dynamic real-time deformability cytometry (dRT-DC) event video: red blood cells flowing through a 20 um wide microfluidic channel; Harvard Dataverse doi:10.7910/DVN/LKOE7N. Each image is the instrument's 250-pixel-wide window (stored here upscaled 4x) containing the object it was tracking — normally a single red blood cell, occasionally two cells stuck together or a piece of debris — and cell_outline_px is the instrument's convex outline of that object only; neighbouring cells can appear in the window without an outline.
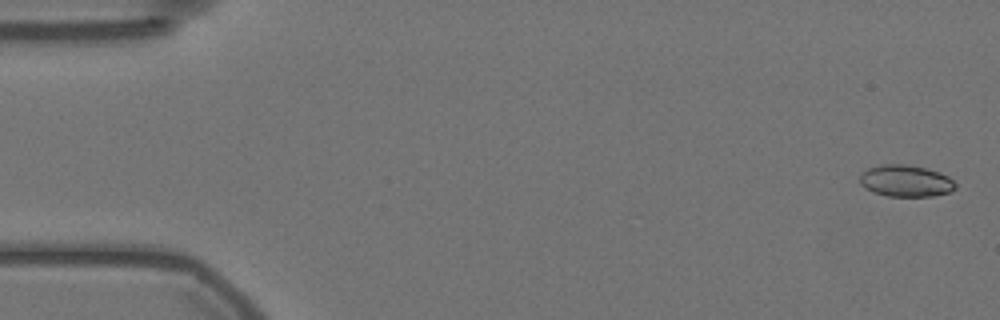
{"species": "Egyptian fruit bat (a non-hibernating species)", "species_latin": "Rousettus aegyptiacus", "temperature_condition": "warm", "stored_images_in_passage": 57, "camera_frame_rate_fps": 3000, "um_per_image_px": 0.085, "animal": {"sex": "female"}, "frame": {"image": 1, "passage_image": 2, "time_ms": 0.333, "image_size_px": [1000, 320], "cell_outline_px": [[956, 188], [952, 192], [932, 196], [888, 196], [872, 192], [864, 188], [860, 184], [860, 172], [868, 168], [880, 164], [908, 164], [928, 168], [940, 172], [948, 176], [956, 184]], "centroid_in_image_um": [76.98, 15.37], "position_along_channel_um": 8.0, "area_um2": 18.03}}
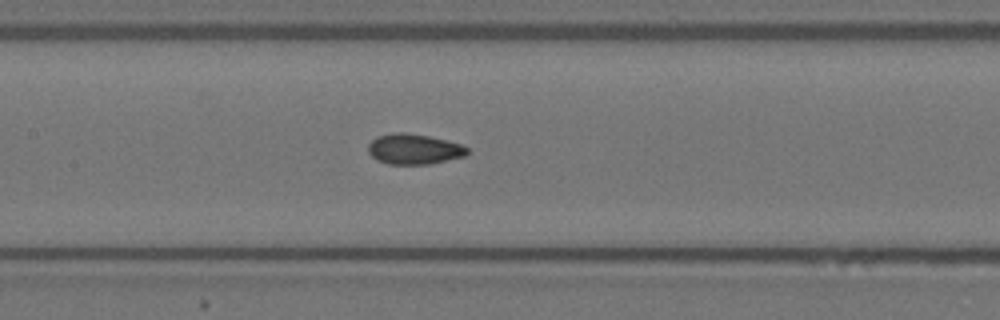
{"frame": {"image": 2, "passage_image": 27, "time_ms": 8.667, "image_size_px": [1000, 320], "cell_outline_px": [[468, 152], [464, 156], [428, 164], [388, 164], [376, 160], [368, 152], [368, 144], [376, 136], [392, 132], [404, 132], [428, 136], [460, 144], [468, 148]], "centroid_in_image_um": [35.13, 12.67], "position_along_channel_um": 172.3, "area_um2": 17.46}}
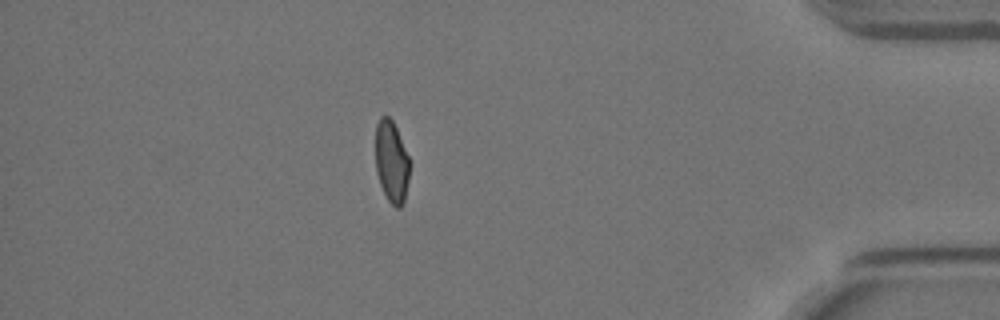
{"frame": {"image": 3, "passage_image": 50, "time_ms": 16.333, "image_size_px": [1000, 320], "cell_outline_px": [[408, 180], [404, 200], [400, 208], [396, 208], [388, 200], [380, 184], [376, 172], [376, 124], [380, 116], [388, 116], [392, 120], [396, 128], [408, 156]], "centroid_in_image_um": [33.26, 13.74], "position_along_channel_um": 401.9, "area_um2": 15.95}, "authors_computed_cell_mechanics": {"area_um2": 17.34, "velocity_mm_per_s": 3.5814, "shape_relaxation_time_tau1_ms": null, "shape_relaxation_time_tau2_ms": 1.2616, "deformation_change_tau1": null, "deformation_change_tau2": 0.0677}}